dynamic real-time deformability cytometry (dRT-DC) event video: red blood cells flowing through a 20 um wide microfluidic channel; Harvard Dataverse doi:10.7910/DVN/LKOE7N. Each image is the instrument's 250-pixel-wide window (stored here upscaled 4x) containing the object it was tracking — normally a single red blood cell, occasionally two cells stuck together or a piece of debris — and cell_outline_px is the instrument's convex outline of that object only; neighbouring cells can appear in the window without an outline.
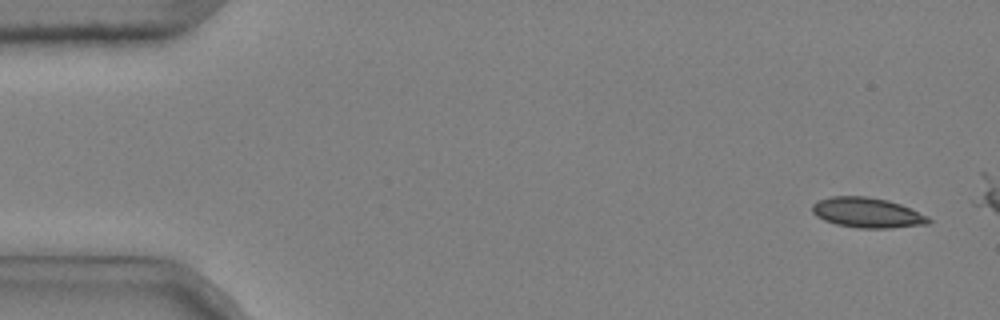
{"species": "common noctule bat (a hibernating species)", "species_latin": "Nyctalus noctula", "temperature_condition": "cold", "stored_images_in_passage": 5, "camera_frame_rate_fps": 3000, "um_per_image_px": 0.085, "animal": {"sex": "male", "body_mass_g": 20.4}, "frame": {"image": 1, "passage_image": 1, "time_ms": 0.0, "image_size_px": [1000, 320], "cell_outline_px": [[932, 220], [928, 224], [892, 228], [860, 228], [836, 224], [824, 220], [816, 216], [812, 212], [812, 204], [816, 200], [832, 196], [864, 196], [888, 200], [900, 204], [928, 216]], "centroid_in_image_um": [73.7, 18.08], "position_along_channel_um": 11.3, "area_um2": 20.46}}